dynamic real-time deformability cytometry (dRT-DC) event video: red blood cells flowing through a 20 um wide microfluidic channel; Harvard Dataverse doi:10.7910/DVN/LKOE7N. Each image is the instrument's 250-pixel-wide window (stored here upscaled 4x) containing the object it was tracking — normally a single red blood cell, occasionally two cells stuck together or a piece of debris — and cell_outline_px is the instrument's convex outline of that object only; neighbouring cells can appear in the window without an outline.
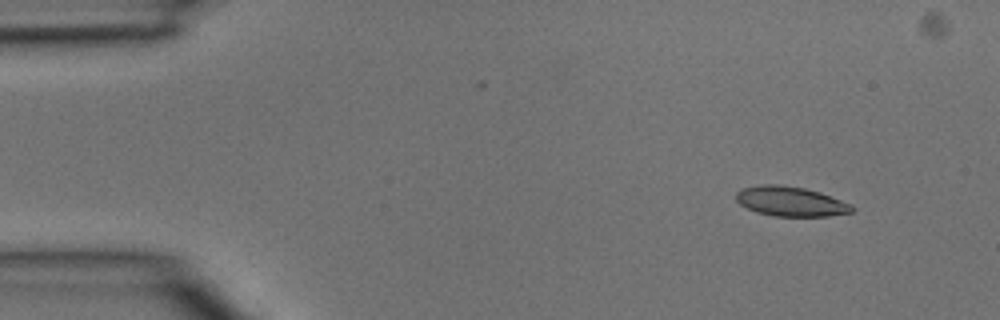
{"species": "common noctule bat (a hibernating species)", "species_latin": "Nyctalus noctula", "temperature_condition": "room temperature", "stored_images_in_passage": 4, "camera_frame_rate_fps": 3000, "um_per_image_px": 0.085, "animal": {"sex": "male", "body_mass_g": 15.6}, "frame": {"image": 1, "passage_image": 1, "time_ms": 0.0, "image_size_px": [1000, 320], "cell_outline_px": [[856, 208], [852, 212], [828, 216], [772, 216], [756, 212], [740, 204], [736, 200], [736, 192], [740, 188], [760, 184], [780, 184], [804, 188], [820, 192], [852, 204]], "centroid_in_image_um": [67.2, 17.11], "position_along_channel_um": 17.8, "area_um2": 20.29}}
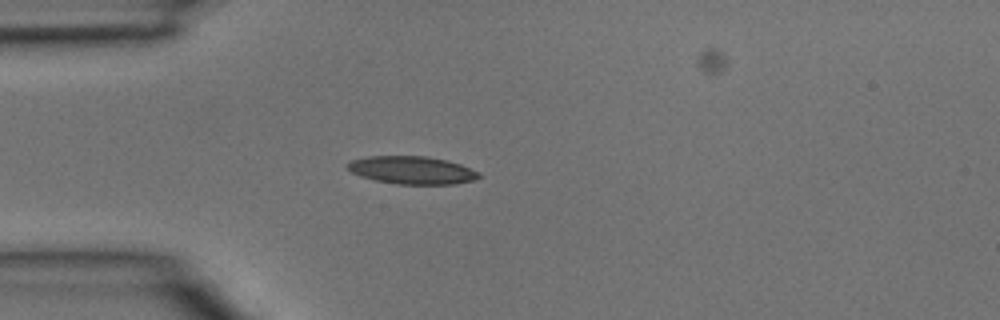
{"frame": {"image": 2, "passage_image": 3, "time_ms": 0.667, "image_size_px": [1000, 320], "cell_outline_px": [[480, 176], [472, 180], [452, 184], [396, 184], [376, 180], [360, 176], [352, 172], [348, 168], [348, 164], [352, 160], [368, 156], [428, 156], [448, 160], [460, 164], [480, 172]], "centroid_in_image_um": [35.03, 14.45], "position_along_channel_um": 50.0, "area_um2": 21.15}}